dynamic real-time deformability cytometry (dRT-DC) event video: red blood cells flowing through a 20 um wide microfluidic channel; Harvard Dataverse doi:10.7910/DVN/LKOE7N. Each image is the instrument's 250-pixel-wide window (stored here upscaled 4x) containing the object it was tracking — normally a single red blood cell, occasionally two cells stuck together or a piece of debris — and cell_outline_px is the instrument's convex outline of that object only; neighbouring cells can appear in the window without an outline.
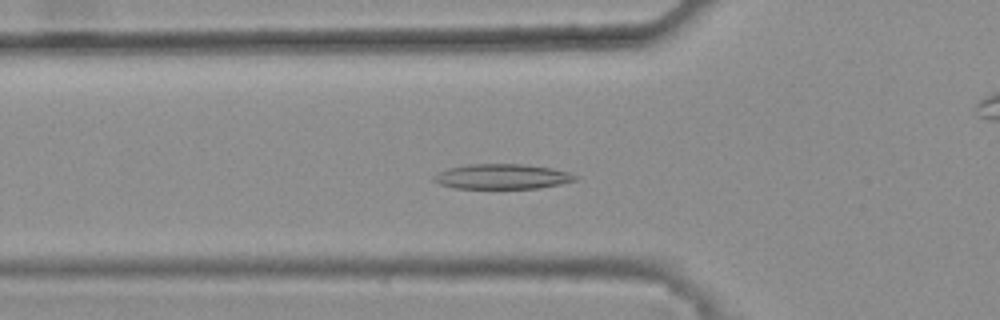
{"species": "common noctule bat (a hibernating species)", "species_latin": "Nyctalus noctula", "temperature_condition": "warm", "stored_images_in_passage": 42, "camera_frame_rate_fps": 3000, "um_per_image_px": 0.085, "animal": {"sex": "female", "body_mass_g": 25.1}, "frame": {"image": 1, "passage_image": 16, "time_ms": 5.0, "image_size_px": [1000, 320], "cell_outline_px": [[580, 176], [576, 180], [560, 184], [540, 188], [456, 188], [440, 184], [432, 180], [432, 176], [448, 168], [468, 164], [524, 164], [552, 168], [568, 172]], "centroid_in_image_um": [42.7, 15.0], "position_along_channel_um": 83.1, "area_um2": 20.63}}
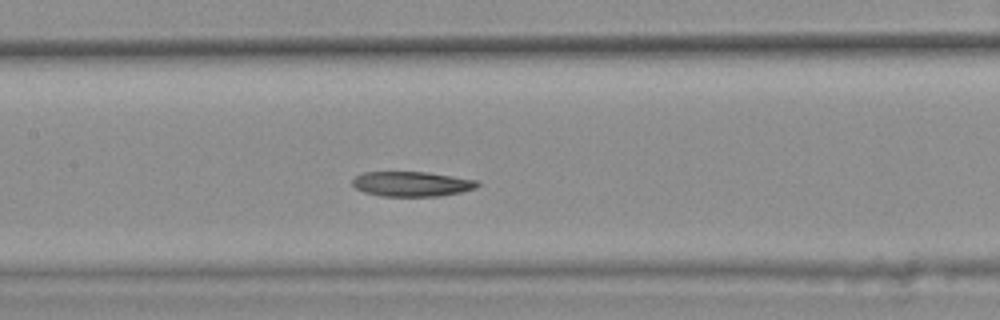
{"frame": {"image": 2, "passage_image": 23, "time_ms": 7.333, "image_size_px": [1000, 320], "cell_outline_px": [[480, 184], [476, 188], [460, 192], [440, 196], [380, 196], [364, 192], [356, 188], [352, 184], [352, 180], [356, 176], [364, 172], [428, 172], [480, 180]], "centroid_in_image_um": [35.04, 15.63], "position_along_channel_um": 172.4, "area_um2": 18.26}}
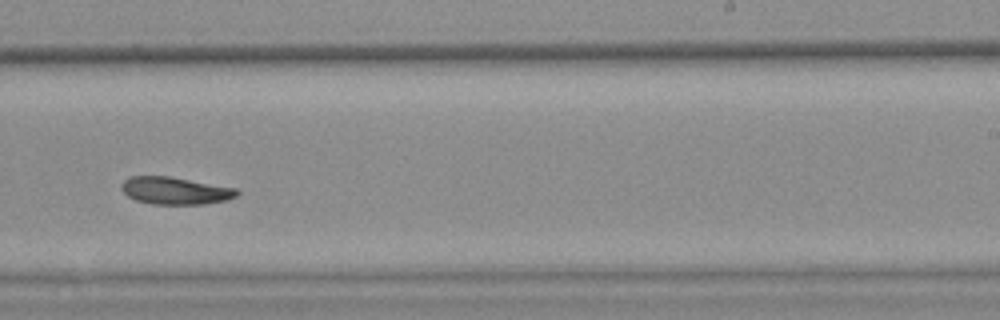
{"frame": {"image": 3, "passage_image": 31, "time_ms": 10.0, "image_size_px": [1000, 320], "cell_outline_px": [[240, 192], [236, 196], [228, 200], [204, 204], [152, 204], [136, 200], [128, 196], [120, 188], [120, 184], [128, 176], [168, 176], [236, 188]], "centroid_in_image_um": [14.87, 16.21], "position_along_channel_um": 274.1, "area_um2": 18.44}}